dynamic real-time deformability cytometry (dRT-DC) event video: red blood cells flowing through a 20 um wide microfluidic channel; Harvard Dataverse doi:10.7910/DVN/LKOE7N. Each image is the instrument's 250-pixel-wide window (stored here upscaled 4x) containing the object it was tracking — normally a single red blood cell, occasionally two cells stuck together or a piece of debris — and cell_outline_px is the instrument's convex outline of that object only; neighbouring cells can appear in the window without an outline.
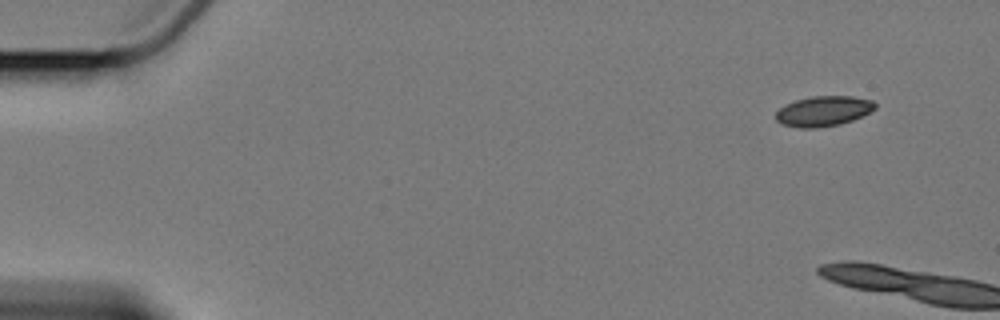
{"species": "Egyptian fruit bat (a non-hibernating species)", "species_latin": "Rousettus aegyptiacus", "temperature_condition": "cold", "stored_images_in_passage": 2, "camera_frame_rate_fps": 3000, "um_per_image_px": 0.085, "animal": {"sex": "female"}, "frame": {"image": 1, "passage_image": 1, "time_ms": 0.0, "image_size_px": [1000, 320], "cell_outline_px": [[876, 108], [852, 120], [840, 124], [816, 128], [800, 128], [780, 124], [776, 120], [776, 112], [780, 108], [796, 100], [812, 96], [852, 96], [872, 100], [876, 104]], "centroid_in_image_um": [69.98, 9.45], "position_along_channel_um": 15.0, "area_um2": 17.34}}